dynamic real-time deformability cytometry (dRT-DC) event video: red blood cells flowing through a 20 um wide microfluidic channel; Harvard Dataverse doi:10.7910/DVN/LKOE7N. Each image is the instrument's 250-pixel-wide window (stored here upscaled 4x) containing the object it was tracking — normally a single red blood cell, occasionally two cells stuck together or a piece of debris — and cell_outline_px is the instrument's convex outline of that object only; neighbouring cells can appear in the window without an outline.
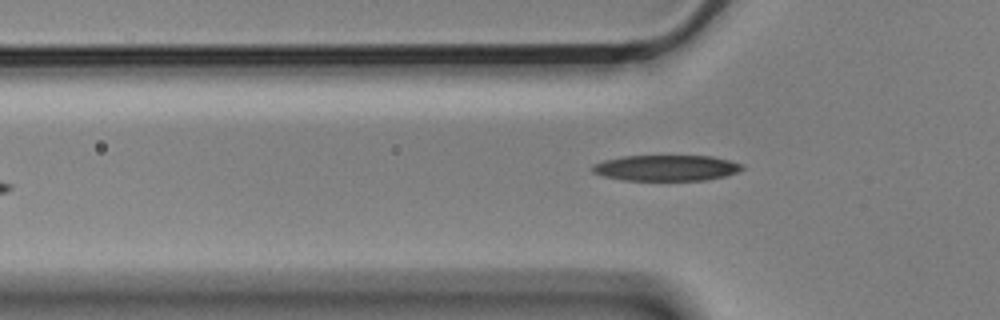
{"species": "Egyptian fruit bat (a non-hibernating species)", "species_latin": "Rousettus aegyptiacus", "temperature_condition": "cold", "stored_images_in_passage": 3, "camera_frame_rate_fps": 3000, "um_per_image_px": 0.085, "animal": {"sex": "male"}, "frame": {"image": 1, "passage_image": 3, "time_ms": 0.667, "image_size_px": [1000, 320], "cell_outline_px": [[744, 168], [736, 172], [724, 176], [704, 180], [624, 180], [604, 176], [592, 172], [592, 164], [604, 160], [624, 156], [712, 156], [744, 164]], "centroid_in_image_um": [56.62, 14.27], "position_along_channel_um": 69.2, "area_um2": 22.43}}